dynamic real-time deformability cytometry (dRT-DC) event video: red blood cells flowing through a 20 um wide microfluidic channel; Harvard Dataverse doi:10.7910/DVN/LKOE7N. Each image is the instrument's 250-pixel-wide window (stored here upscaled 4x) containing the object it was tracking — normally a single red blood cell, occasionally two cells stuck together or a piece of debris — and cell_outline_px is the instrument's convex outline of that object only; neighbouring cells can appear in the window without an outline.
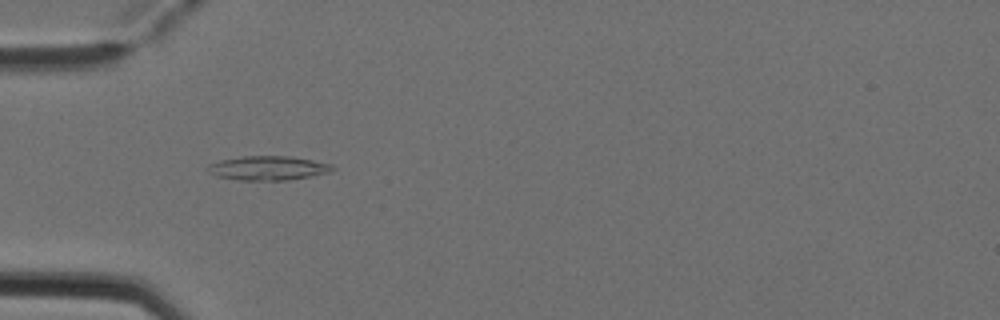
{"species": "Egyptian fruit bat (a non-hibernating species)", "species_latin": "Rousettus aegyptiacus", "temperature_condition": "cold", "stored_images_in_passage": 5, "camera_frame_rate_fps": 3000, "um_per_image_px": 0.085, "animal": {"sex": "female"}, "frame": {"image": 1, "passage_image": 4, "time_ms": 1.0, "image_size_px": [1000, 320], "cell_outline_px": [[336, 168], [328, 172], [308, 176], [284, 180], [240, 180], [216, 176], [208, 168], [208, 164], [220, 160], [244, 156], [292, 156], [332, 164]], "centroid_in_image_um": [22.79, 14.27], "position_along_channel_um": 62.2, "area_um2": 17.28}}
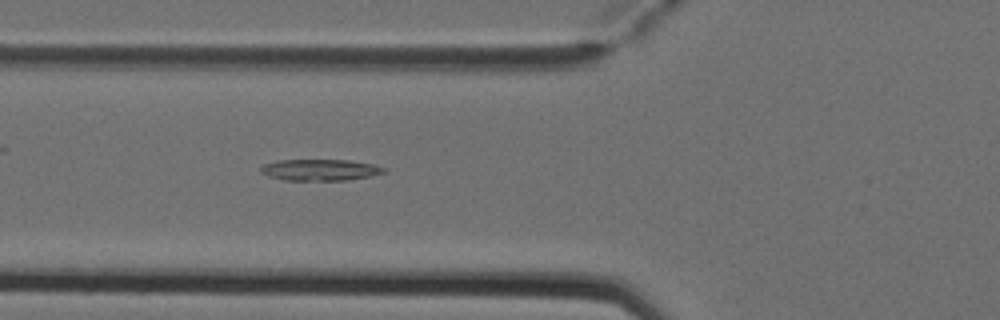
{"frame": {"image": 2, "passage_image": 5, "time_ms": 1.333, "image_size_px": [1000, 320], "cell_outline_px": [[388, 168], [384, 172], [368, 176], [348, 180], [284, 180], [268, 176], [260, 172], [260, 168], [264, 164], [276, 160], [348, 160], [372, 164]], "centroid_in_image_um": [27.17, 14.44], "position_along_channel_um": 98.6, "area_um2": 15.26}}